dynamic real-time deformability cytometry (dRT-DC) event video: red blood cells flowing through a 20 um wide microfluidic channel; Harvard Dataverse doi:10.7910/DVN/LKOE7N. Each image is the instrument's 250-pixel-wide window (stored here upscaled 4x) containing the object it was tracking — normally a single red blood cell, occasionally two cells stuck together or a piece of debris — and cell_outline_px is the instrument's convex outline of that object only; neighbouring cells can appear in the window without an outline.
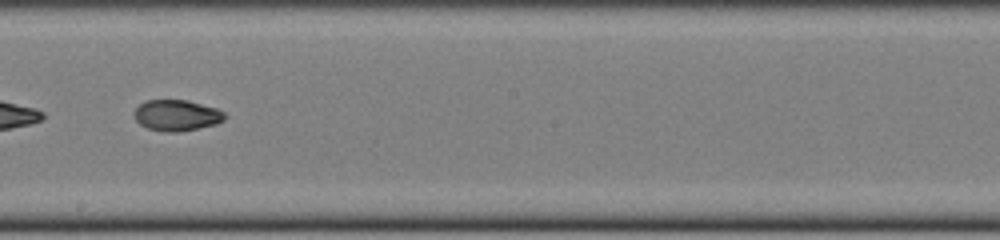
{"species": "common noctule bat (a hibernating species)", "species_latin": "Nyctalus noctula", "temperature_condition": "cold", "stored_images_in_passage": 49, "camera_frame_rate_fps": 3000, "um_per_image_px": 0.085, "animal": {"sex": "female", "body_mass_g": 22.0, "forearm_length_mm": 56.7}, "frame": {"image": 1, "passage_image": 28, "time_ms": 9.0, "image_size_px": [1000, 240], "cell_outline_px": [[228, 116], [224, 120], [216, 124], [180, 132], [164, 132], [148, 128], [140, 124], [132, 116], [132, 112], [140, 104], [148, 100], [188, 100], [216, 108], [224, 112]], "centroid_in_image_um": [15.01, 9.81], "position_along_channel_um": 233.2, "area_um2": 16.53}, "authors_computed_cell_mechanics": {"area_um2": 17.3978, "velocity_mm_per_s": 3.9293, "shape_relaxation_time_tau1_ms": null, "shape_relaxation_time_tau2_ms": 1.5652, "deformation_change_tau1": null, "deformation_change_tau2": 0.0453}}